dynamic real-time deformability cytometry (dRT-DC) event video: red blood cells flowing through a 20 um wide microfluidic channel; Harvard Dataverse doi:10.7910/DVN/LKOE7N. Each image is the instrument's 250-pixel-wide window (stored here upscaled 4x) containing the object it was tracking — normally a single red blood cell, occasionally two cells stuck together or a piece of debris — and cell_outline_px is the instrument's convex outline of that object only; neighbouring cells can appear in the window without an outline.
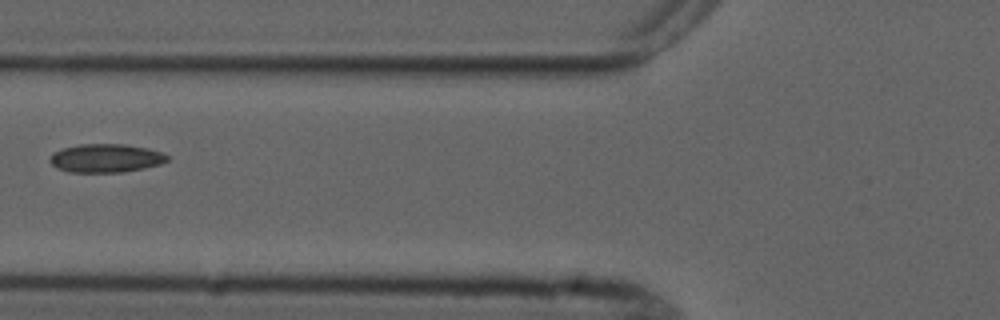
{"species": "common noctule bat (a hibernating species)", "species_latin": "Nyctalus noctula", "temperature_condition": "cold", "stored_images_in_passage": 7, "camera_frame_rate_fps": 3000, "um_per_image_px": 0.085, "animal": {"sex": "male", "forearm_length_mm": 52.5}, "frame": {"image": 1, "passage_image": 6, "time_ms": 6.333, "image_size_px": [1000, 320], "cell_outline_px": [[168, 160], [160, 164], [144, 168], [120, 172], [68, 172], [56, 168], [48, 160], [56, 152], [64, 148], [80, 144], [124, 144], [148, 148], [160, 152], [168, 156]], "centroid_in_image_um": [9.0, 13.45], "position_along_channel_um": 116.8, "area_um2": 19.31}}
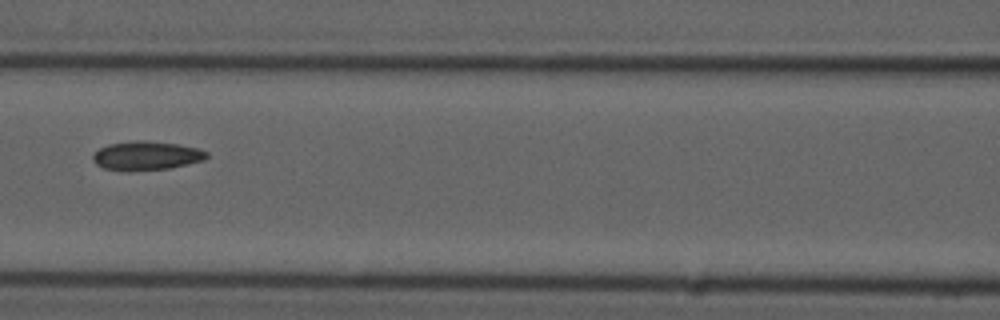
{"frame": {"image": 2, "passage_image": 7, "time_ms": 7.333, "image_size_px": [1000, 320], "cell_outline_px": [[208, 156], [204, 160], [188, 164], [168, 168], [132, 172], [124, 172], [104, 168], [96, 164], [92, 160], [92, 156], [100, 148], [108, 144], [140, 140], [144, 140], [176, 144], [196, 148], [208, 152]], "centroid_in_image_um": [12.41, 13.25], "position_along_channel_um": 154.2, "area_um2": 19.25}}